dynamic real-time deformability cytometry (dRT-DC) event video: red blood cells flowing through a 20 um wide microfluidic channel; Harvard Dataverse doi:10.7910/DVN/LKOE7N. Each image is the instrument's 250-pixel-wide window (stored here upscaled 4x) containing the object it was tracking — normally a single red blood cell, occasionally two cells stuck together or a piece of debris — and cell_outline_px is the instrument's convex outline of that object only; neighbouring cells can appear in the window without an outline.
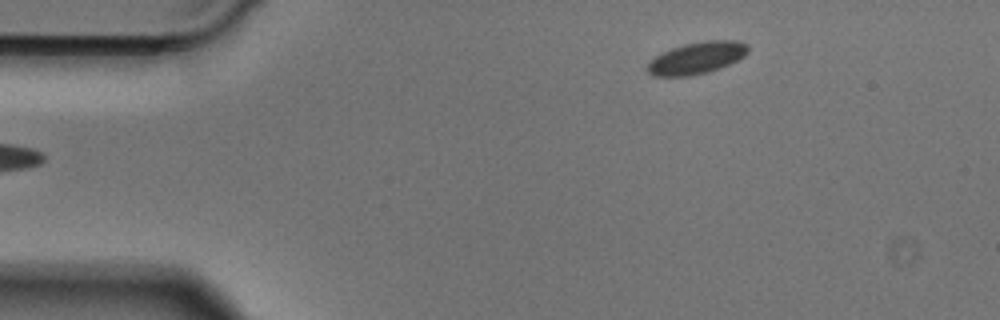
{"species": "Egyptian fruit bat (a non-hibernating species)", "species_latin": "Rousettus aegyptiacus", "temperature_condition": "cold", "stored_images_in_passage": 31, "camera_frame_rate_fps": 3000, "um_per_image_px": 0.085, "animal": {"sex": "male"}, "frame": {"image": 1, "passage_image": 1, "time_ms": 0.0, "image_size_px": [1000, 320], "cell_outline_px": [[748, 52], [744, 56], [720, 68], [708, 72], [688, 76], [652, 76], [644, 68], [648, 60], [672, 48], [684, 44], [708, 40], [736, 40], [748, 44]], "centroid_in_image_um": [59.19, 4.93], "position_along_channel_um": 25.8, "area_um2": 18.79}}
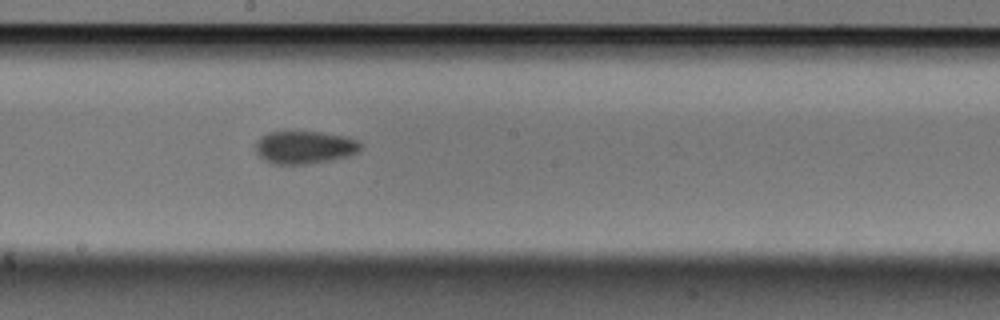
{"frame": {"image": 2, "passage_image": 11, "time_ms": 3.333, "image_size_px": [1000, 320], "cell_outline_px": [[364, 144], [360, 152], [348, 156], [332, 160], [308, 164], [272, 164], [264, 160], [256, 152], [256, 140], [260, 136], [268, 132], [284, 128], [288, 128], [320, 132], [348, 136]], "centroid_in_image_um": [25.88, 12.47], "position_along_channel_um": 222.3, "area_um2": 21.21}}
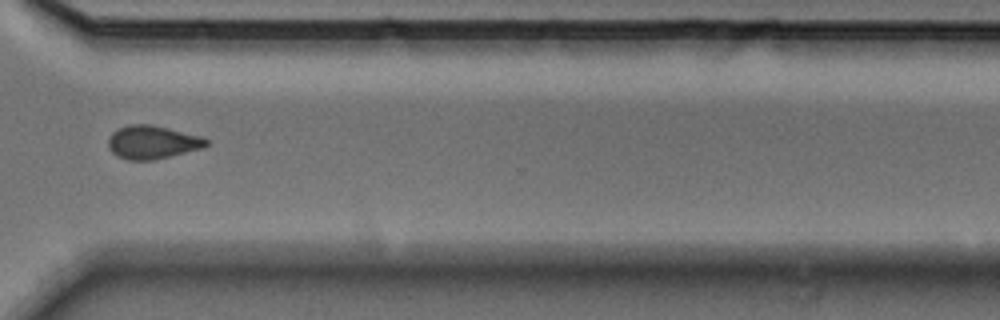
{"frame": {"image": 3, "passage_image": 21, "time_ms": 6.667, "image_size_px": [1000, 320], "cell_outline_px": [[208, 144], [204, 148], [156, 160], [128, 160], [116, 156], [108, 148], [108, 136], [112, 132], [128, 124], [148, 124], [168, 128], [204, 136], [208, 140]], "centroid_in_image_um": [12.96, 12.1], "position_along_channel_um": 357.6, "area_um2": 19.36}}